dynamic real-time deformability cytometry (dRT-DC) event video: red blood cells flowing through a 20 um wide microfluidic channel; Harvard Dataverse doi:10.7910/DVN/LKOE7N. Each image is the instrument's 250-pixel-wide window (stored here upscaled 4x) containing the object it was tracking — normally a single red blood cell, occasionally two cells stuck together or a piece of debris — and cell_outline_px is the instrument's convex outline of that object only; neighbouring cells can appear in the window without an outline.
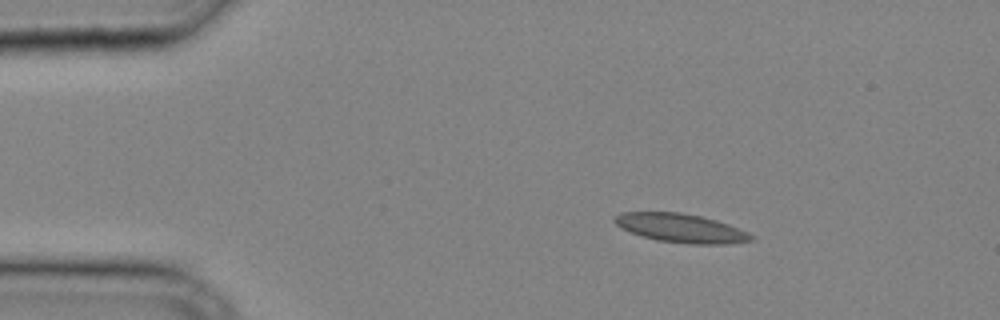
{"species": "common noctule bat (a hibernating species)", "species_latin": "Nyctalus noctula", "temperature_condition": "cold", "stored_images_in_passage": 30, "camera_frame_rate_fps": 3000, "um_per_image_px": 0.085, "animal": {"sex": "male", "body_mass_g": 20.4}, "frame": {"image": 1, "passage_image": 1, "time_ms": 0.0, "image_size_px": [1000, 320], "cell_outline_px": [[756, 236], [752, 240], [724, 244], [692, 244], [656, 240], [640, 236], [620, 228], [612, 220], [620, 212], [680, 212], [700, 216], [716, 220], [728, 224], [748, 232]], "centroid_in_image_um": [57.85, 19.39], "position_along_channel_um": 27.1, "area_um2": 22.95}}
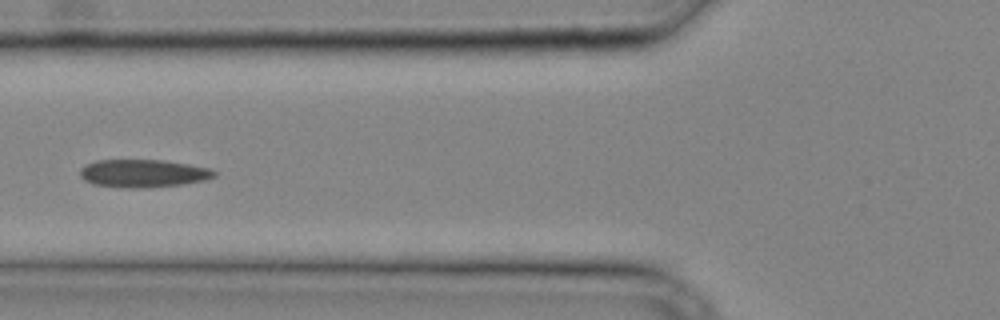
{"frame": {"image": 2, "passage_image": 9, "time_ms": 2.667, "image_size_px": [1000, 320], "cell_outline_px": [[216, 176], [204, 180], [180, 184], [136, 188], [124, 188], [92, 184], [84, 180], [80, 176], [80, 168], [84, 164], [96, 160], [160, 160], [188, 164], [212, 168], [216, 172]], "centroid_in_image_um": [12.13, 14.73], "position_along_channel_um": 113.7, "area_um2": 21.79}}
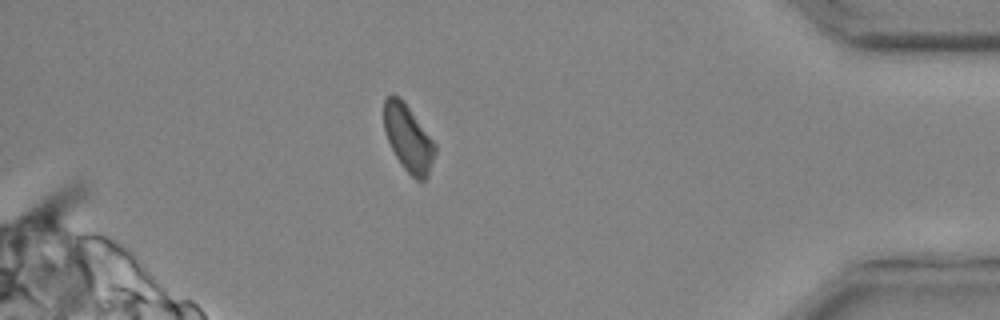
{"frame": {"image": 3, "passage_image": 27, "time_ms": 8.667, "image_size_px": [1000, 320], "cell_outline_px": [[436, 152], [428, 176], [424, 180], [416, 180], [400, 164], [388, 140], [384, 128], [384, 100], [392, 92], [400, 96], [404, 100], [436, 144]], "centroid_in_image_um": [34.71, 11.71], "position_along_channel_um": 400.5, "area_um2": 19.94}}